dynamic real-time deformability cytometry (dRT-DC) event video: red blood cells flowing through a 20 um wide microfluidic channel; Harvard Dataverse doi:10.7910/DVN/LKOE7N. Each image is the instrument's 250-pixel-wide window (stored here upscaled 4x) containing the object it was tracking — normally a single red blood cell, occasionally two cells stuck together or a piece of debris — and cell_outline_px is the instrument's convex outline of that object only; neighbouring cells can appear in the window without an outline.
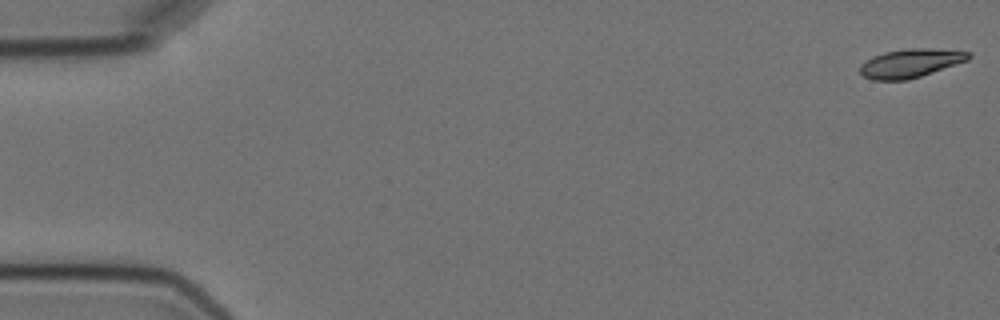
{"species": "Egyptian fruit bat (a non-hibernating species)", "species_latin": "Rousettus aegyptiacus", "temperature_condition": "cold", "stored_images_in_passage": 5, "camera_frame_rate_fps": 3000, "um_per_image_px": 0.085, "animal": {"sex": "female"}, "frame": {"image": 1, "passage_image": 1, "time_ms": 0.0, "image_size_px": [1000, 320], "cell_outline_px": [[972, 56], [968, 60], [908, 80], [872, 80], [864, 76], [860, 72], [860, 64], [872, 56], [884, 52], [908, 48], [928, 48], [972, 52]], "centroid_in_image_um": [77.38, 5.36], "position_along_channel_um": 7.6, "area_um2": 18.09}}
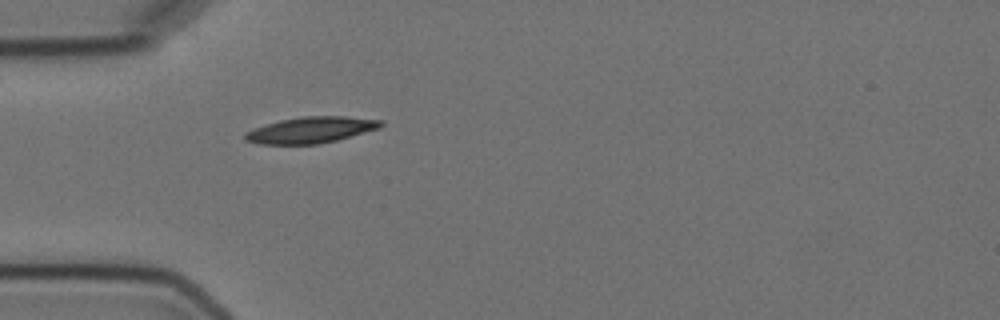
{"frame": {"image": 2, "passage_image": 5, "time_ms": 5.333, "image_size_px": [1000, 320], "cell_outline_px": [[384, 124], [380, 128], [336, 140], [320, 144], [260, 144], [244, 140], [244, 132], [252, 128], [280, 120], [300, 116], [344, 116], [384, 120]], "centroid_in_image_um": [26.41, 11.04], "position_along_channel_um": 58.6, "area_um2": 20.87}}